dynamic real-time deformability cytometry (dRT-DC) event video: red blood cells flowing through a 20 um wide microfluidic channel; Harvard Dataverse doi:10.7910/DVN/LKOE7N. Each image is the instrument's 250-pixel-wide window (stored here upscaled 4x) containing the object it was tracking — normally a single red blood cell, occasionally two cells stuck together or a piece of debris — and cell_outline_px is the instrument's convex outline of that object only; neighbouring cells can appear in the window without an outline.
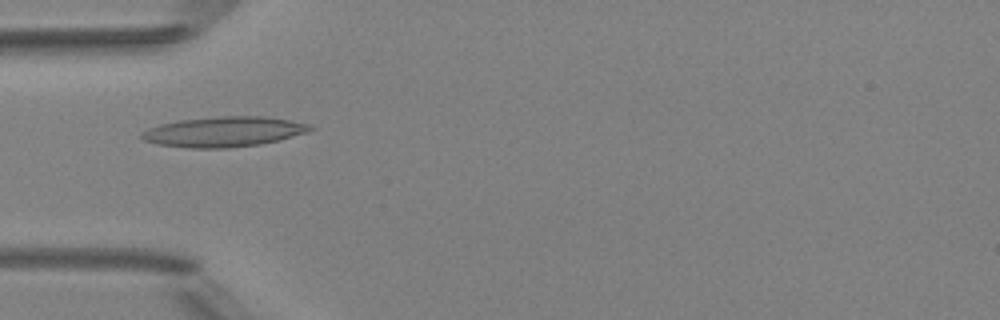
{"species": "Egyptian fruit bat (a non-hibernating species)", "species_latin": "Rousettus aegyptiacus", "temperature_condition": "room temperature", "stored_images_in_passage": 2, "camera_frame_rate_fps": 3000, "um_per_image_px": 0.085, "animal": {"sex": "female"}, "frame": {"image": 1, "passage_image": 2, "time_ms": 1.0, "image_size_px": [1000, 320], "cell_outline_px": [[316, 128], [308, 132], [260, 144], [228, 148], [188, 148], [156, 144], [144, 140], [140, 136], [140, 132], [148, 128], [160, 124], [180, 120], [220, 116], [264, 116], [312, 124]], "centroid_in_image_um": [19.01, 11.2], "position_along_channel_um": 66.0, "area_um2": 29.65}}